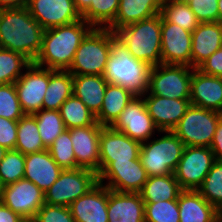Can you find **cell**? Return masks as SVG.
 I'll return each instance as SVG.
<instances>
[{
    "instance_id": "38",
    "label": "cell",
    "mask_w": 222,
    "mask_h": 222,
    "mask_svg": "<svg viewBox=\"0 0 222 222\" xmlns=\"http://www.w3.org/2000/svg\"><path fill=\"white\" fill-rule=\"evenodd\" d=\"M47 149L63 170L77 168L70 129H65Z\"/></svg>"
},
{
    "instance_id": "20",
    "label": "cell",
    "mask_w": 222,
    "mask_h": 222,
    "mask_svg": "<svg viewBox=\"0 0 222 222\" xmlns=\"http://www.w3.org/2000/svg\"><path fill=\"white\" fill-rule=\"evenodd\" d=\"M108 188L97 183L69 205L75 222H108Z\"/></svg>"
},
{
    "instance_id": "35",
    "label": "cell",
    "mask_w": 222,
    "mask_h": 222,
    "mask_svg": "<svg viewBox=\"0 0 222 222\" xmlns=\"http://www.w3.org/2000/svg\"><path fill=\"white\" fill-rule=\"evenodd\" d=\"M31 63L21 53L0 48V85L15 83Z\"/></svg>"
},
{
    "instance_id": "23",
    "label": "cell",
    "mask_w": 222,
    "mask_h": 222,
    "mask_svg": "<svg viewBox=\"0 0 222 222\" xmlns=\"http://www.w3.org/2000/svg\"><path fill=\"white\" fill-rule=\"evenodd\" d=\"M62 170L48 149L25 155L24 178L34 183L44 194L55 183Z\"/></svg>"
},
{
    "instance_id": "49",
    "label": "cell",
    "mask_w": 222,
    "mask_h": 222,
    "mask_svg": "<svg viewBox=\"0 0 222 222\" xmlns=\"http://www.w3.org/2000/svg\"><path fill=\"white\" fill-rule=\"evenodd\" d=\"M77 10L82 14L91 4L92 1L95 0H73Z\"/></svg>"
},
{
    "instance_id": "19",
    "label": "cell",
    "mask_w": 222,
    "mask_h": 222,
    "mask_svg": "<svg viewBox=\"0 0 222 222\" xmlns=\"http://www.w3.org/2000/svg\"><path fill=\"white\" fill-rule=\"evenodd\" d=\"M142 96L159 131H172L191 105L190 99H170L148 92Z\"/></svg>"
},
{
    "instance_id": "27",
    "label": "cell",
    "mask_w": 222,
    "mask_h": 222,
    "mask_svg": "<svg viewBox=\"0 0 222 222\" xmlns=\"http://www.w3.org/2000/svg\"><path fill=\"white\" fill-rule=\"evenodd\" d=\"M108 82L101 75H73V95L97 116Z\"/></svg>"
},
{
    "instance_id": "13",
    "label": "cell",
    "mask_w": 222,
    "mask_h": 222,
    "mask_svg": "<svg viewBox=\"0 0 222 222\" xmlns=\"http://www.w3.org/2000/svg\"><path fill=\"white\" fill-rule=\"evenodd\" d=\"M111 127L140 143L150 140L156 130L159 132L142 95L134 96Z\"/></svg>"
},
{
    "instance_id": "1",
    "label": "cell",
    "mask_w": 222,
    "mask_h": 222,
    "mask_svg": "<svg viewBox=\"0 0 222 222\" xmlns=\"http://www.w3.org/2000/svg\"><path fill=\"white\" fill-rule=\"evenodd\" d=\"M44 30L27 7L0 9V48L21 53L34 62L41 50Z\"/></svg>"
},
{
    "instance_id": "54",
    "label": "cell",
    "mask_w": 222,
    "mask_h": 222,
    "mask_svg": "<svg viewBox=\"0 0 222 222\" xmlns=\"http://www.w3.org/2000/svg\"><path fill=\"white\" fill-rule=\"evenodd\" d=\"M23 222H36L34 219L24 220Z\"/></svg>"
},
{
    "instance_id": "46",
    "label": "cell",
    "mask_w": 222,
    "mask_h": 222,
    "mask_svg": "<svg viewBox=\"0 0 222 222\" xmlns=\"http://www.w3.org/2000/svg\"><path fill=\"white\" fill-rule=\"evenodd\" d=\"M210 148L214 154L215 161L222 162V117L217 124Z\"/></svg>"
},
{
    "instance_id": "11",
    "label": "cell",
    "mask_w": 222,
    "mask_h": 222,
    "mask_svg": "<svg viewBox=\"0 0 222 222\" xmlns=\"http://www.w3.org/2000/svg\"><path fill=\"white\" fill-rule=\"evenodd\" d=\"M147 179L140 157L129 162H110L98 174V182L116 192L139 193ZM105 180H108L106 184Z\"/></svg>"
},
{
    "instance_id": "36",
    "label": "cell",
    "mask_w": 222,
    "mask_h": 222,
    "mask_svg": "<svg viewBox=\"0 0 222 222\" xmlns=\"http://www.w3.org/2000/svg\"><path fill=\"white\" fill-rule=\"evenodd\" d=\"M32 115L36 118L40 138L46 148L66 129L59 110L42 109Z\"/></svg>"
},
{
    "instance_id": "5",
    "label": "cell",
    "mask_w": 222,
    "mask_h": 222,
    "mask_svg": "<svg viewBox=\"0 0 222 222\" xmlns=\"http://www.w3.org/2000/svg\"><path fill=\"white\" fill-rule=\"evenodd\" d=\"M111 53V30L93 27L82 39L67 69L72 75L103 76Z\"/></svg>"
},
{
    "instance_id": "48",
    "label": "cell",
    "mask_w": 222,
    "mask_h": 222,
    "mask_svg": "<svg viewBox=\"0 0 222 222\" xmlns=\"http://www.w3.org/2000/svg\"><path fill=\"white\" fill-rule=\"evenodd\" d=\"M29 0H0V9L24 8Z\"/></svg>"
},
{
    "instance_id": "34",
    "label": "cell",
    "mask_w": 222,
    "mask_h": 222,
    "mask_svg": "<svg viewBox=\"0 0 222 222\" xmlns=\"http://www.w3.org/2000/svg\"><path fill=\"white\" fill-rule=\"evenodd\" d=\"M161 15L168 22L175 23L189 32H193L200 24L186 1H163Z\"/></svg>"
},
{
    "instance_id": "8",
    "label": "cell",
    "mask_w": 222,
    "mask_h": 222,
    "mask_svg": "<svg viewBox=\"0 0 222 222\" xmlns=\"http://www.w3.org/2000/svg\"><path fill=\"white\" fill-rule=\"evenodd\" d=\"M192 67L159 64L150 68L148 93L170 99H190Z\"/></svg>"
},
{
    "instance_id": "4",
    "label": "cell",
    "mask_w": 222,
    "mask_h": 222,
    "mask_svg": "<svg viewBox=\"0 0 222 222\" xmlns=\"http://www.w3.org/2000/svg\"><path fill=\"white\" fill-rule=\"evenodd\" d=\"M115 35L135 59L151 67L162 64L161 13L120 27L115 31Z\"/></svg>"
},
{
    "instance_id": "41",
    "label": "cell",
    "mask_w": 222,
    "mask_h": 222,
    "mask_svg": "<svg viewBox=\"0 0 222 222\" xmlns=\"http://www.w3.org/2000/svg\"><path fill=\"white\" fill-rule=\"evenodd\" d=\"M24 115L25 113L18 100L15 84L0 85V117L18 121Z\"/></svg>"
},
{
    "instance_id": "12",
    "label": "cell",
    "mask_w": 222,
    "mask_h": 222,
    "mask_svg": "<svg viewBox=\"0 0 222 222\" xmlns=\"http://www.w3.org/2000/svg\"><path fill=\"white\" fill-rule=\"evenodd\" d=\"M49 78L50 69L32 62L14 83L18 100L25 114H34L43 109V99Z\"/></svg>"
},
{
    "instance_id": "28",
    "label": "cell",
    "mask_w": 222,
    "mask_h": 222,
    "mask_svg": "<svg viewBox=\"0 0 222 222\" xmlns=\"http://www.w3.org/2000/svg\"><path fill=\"white\" fill-rule=\"evenodd\" d=\"M134 96L127 88L108 83L96 121L102 126H111Z\"/></svg>"
},
{
    "instance_id": "9",
    "label": "cell",
    "mask_w": 222,
    "mask_h": 222,
    "mask_svg": "<svg viewBox=\"0 0 222 222\" xmlns=\"http://www.w3.org/2000/svg\"><path fill=\"white\" fill-rule=\"evenodd\" d=\"M98 183L94 171L76 168L62 170L58 179L45 193V203L69 207Z\"/></svg>"
},
{
    "instance_id": "47",
    "label": "cell",
    "mask_w": 222,
    "mask_h": 222,
    "mask_svg": "<svg viewBox=\"0 0 222 222\" xmlns=\"http://www.w3.org/2000/svg\"><path fill=\"white\" fill-rule=\"evenodd\" d=\"M24 219L0 202V222H23Z\"/></svg>"
},
{
    "instance_id": "45",
    "label": "cell",
    "mask_w": 222,
    "mask_h": 222,
    "mask_svg": "<svg viewBox=\"0 0 222 222\" xmlns=\"http://www.w3.org/2000/svg\"><path fill=\"white\" fill-rule=\"evenodd\" d=\"M197 69L208 75L222 77V47L202 62Z\"/></svg>"
},
{
    "instance_id": "10",
    "label": "cell",
    "mask_w": 222,
    "mask_h": 222,
    "mask_svg": "<svg viewBox=\"0 0 222 222\" xmlns=\"http://www.w3.org/2000/svg\"><path fill=\"white\" fill-rule=\"evenodd\" d=\"M215 162L210 147L185 146L174 171L182 190H197Z\"/></svg>"
},
{
    "instance_id": "24",
    "label": "cell",
    "mask_w": 222,
    "mask_h": 222,
    "mask_svg": "<svg viewBox=\"0 0 222 222\" xmlns=\"http://www.w3.org/2000/svg\"><path fill=\"white\" fill-rule=\"evenodd\" d=\"M222 47V23H200L192 32L191 67L197 68Z\"/></svg>"
},
{
    "instance_id": "52",
    "label": "cell",
    "mask_w": 222,
    "mask_h": 222,
    "mask_svg": "<svg viewBox=\"0 0 222 222\" xmlns=\"http://www.w3.org/2000/svg\"><path fill=\"white\" fill-rule=\"evenodd\" d=\"M216 222H222V207L217 209Z\"/></svg>"
},
{
    "instance_id": "30",
    "label": "cell",
    "mask_w": 222,
    "mask_h": 222,
    "mask_svg": "<svg viewBox=\"0 0 222 222\" xmlns=\"http://www.w3.org/2000/svg\"><path fill=\"white\" fill-rule=\"evenodd\" d=\"M73 95V75L68 70L50 69L49 84L43 99V109L59 110Z\"/></svg>"
},
{
    "instance_id": "33",
    "label": "cell",
    "mask_w": 222,
    "mask_h": 222,
    "mask_svg": "<svg viewBox=\"0 0 222 222\" xmlns=\"http://www.w3.org/2000/svg\"><path fill=\"white\" fill-rule=\"evenodd\" d=\"M120 0H95L81 14L92 27L107 28L117 15Z\"/></svg>"
},
{
    "instance_id": "6",
    "label": "cell",
    "mask_w": 222,
    "mask_h": 222,
    "mask_svg": "<svg viewBox=\"0 0 222 222\" xmlns=\"http://www.w3.org/2000/svg\"><path fill=\"white\" fill-rule=\"evenodd\" d=\"M159 132L166 134L141 144L139 157L148 177L173 174L185 147L173 131Z\"/></svg>"
},
{
    "instance_id": "50",
    "label": "cell",
    "mask_w": 222,
    "mask_h": 222,
    "mask_svg": "<svg viewBox=\"0 0 222 222\" xmlns=\"http://www.w3.org/2000/svg\"><path fill=\"white\" fill-rule=\"evenodd\" d=\"M218 22L222 23V0H218Z\"/></svg>"
},
{
    "instance_id": "40",
    "label": "cell",
    "mask_w": 222,
    "mask_h": 222,
    "mask_svg": "<svg viewBox=\"0 0 222 222\" xmlns=\"http://www.w3.org/2000/svg\"><path fill=\"white\" fill-rule=\"evenodd\" d=\"M145 222H180L178 200L145 203Z\"/></svg>"
},
{
    "instance_id": "51",
    "label": "cell",
    "mask_w": 222,
    "mask_h": 222,
    "mask_svg": "<svg viewBox=\"0 0 222 222\" xmlns=\"http://www.w3.org/2000/svg\"><path fill=\"white\" fill-rule=\"evenodd\" d=\"M4 189H5V184L3 183V181L0 178V202L2 201V198H3Z\"/></svg>"
},
{
    "instance_id": "42",
    "label": "cell",
    "mask_w": 222,
    "mask_h": 222,
    "mask_svg": "<svg viewBox=\"0 0 222 222\" xmlns=\"http://www.w3.org/2000/svg\"><path fill=\"white\" fill-rule=\"evenodd\" d=\"M36 222H75L69 207L44 204L36 213Z\"/></svg>"
},
{
    "instance_id": "29",
    "label": "cell",
    "mask_w": 222,
    "mask_h": 222,
    "mask_svg": "<svg viewBox=\"0 0 222 222\" xmlns=\"http://www.w3.org/2000/svg\"><path fill=\"white\" fill-rule=\"evenodd\" d=\"M182 191L174 173L168 175L150 176L139 192L144 203L178 200Z\"/></svg>"
},
{
    "instance_id": "7",
    "label": "cell",
    "mask_w": 222,
    "mask_h": 222,
    "mask_svg": "<svg viewBox=\"0 0 222 222\" xmlns=\"http://www.w3.org/2000/svg\"><path fill=\"white\" fill-rule=\"evenodd\" d=\"M222 113L190 105L172 130L185 146L210 147Z\"/></svg>"
},
{
    "instance_id": "44",
    "label": "cell",
    "mask_w": 222,
    "mask_h": 222,
    "mask_svg": "<svg viewBox=\"0 0 222 222\" xmlns=\"http://www.w3.org/2000/svg\"><path fill=\"white\" fill-rule=\"evenodd\" d=\"M17 141V121L0 117V146L15 150Z\"/></svg>"
},
{
    "instance_id": "3",
    "label": "cell",
    "mask_w": 222,
    "mask_h": 222,
    "mask_svg": "<svg viewBox=\"0 0 222 222\" xmlns=\"http://www.w3.org/2000/svg\"><path fill=\"white\" fill-rule=\"evenodd\" d=\"M150 68L147 63L132 57L111 31V53L103 74L108 83L121 85L134 95H144L148 92Z\"/></svg>"
},
{
    "instance_id": "2",
    "label": "cell",
    "mask_w": 222,
    "mask_h": 222,
    "mask_svg": "<svg viewBox=\"0 0 222 222\" xmlns=\"http://www.w3.org/2000/svg\"><path fill=\"white\" fill-rule=\"evenodd\" d=\"M93 27L84 19L44 30L41 50L34 64L53 70H67L82 39Z\"/></svg>"
},
{
    "instance_id": "22",
    "label": "cell",
    "mask_w": 222,
    "mask_h": 222,
    "mask_svg": "<svg viewBox=\"0 0 222 222\" xmlns=\"http://www.w3.org/2000/svg\"><path fill=\"white\" fill-rule=\"evenodd\" d=\"M144 210L140 193L116 192L108 188V222H145Z\"/></svg>"
},
{
    "instance_id": "43",
    "label": "cell",
    "mask_w": 222,
    "mask_h": 222,
    "mask_svg": "<svg viewBox=\"0 0 222 222\" xmlns=\"http://www.w3.org/2000/svg\"><path fill=\"white\" fill-rule=\"evenodd\" d=\"M200 23L218 22V0H186Z\"/></svg>"
},
{
    "instance_id": "17",
    "label": "cell",
    "mask_w": 222,
    "mask_h": 222,
    "mask_svg": "<svg viewBox=\"0 0 222 222\" xmlns=\"http://www.w3.org/2000/svg\"><path fill=\"white\" fill-rule=\"evenodd\" d=\"M27 9L45 30L82 19L73 0H29Z\"/></svg>"
},
{
    "instance_id": "37",
    "label": "cell",
    "mask_w": 222,
    "mask_h": 222,
    "mask_svg": "<svg viewBox=\"0 0 222 222\" xmlns=\"http://www.w3.org/2000/svg\"><path fill=\"white\" fill-rule=\"evenodd\" d=\"M197 191L216 209L222 207V162L215 161L213 163Z\"/></svg>"
},
{
    "instance_id": "32",
    "label": "cell",
    "mask_w": 222,
    "mask_h": 222,
    "mask_svg": "<svg viewBox=\"0 0 222 222\" xmlns=\"http://www.w3.org/2000/svg\"><path fill=\"white\" fill-rule=\"evenodd\" d=\"M66 129L94 125L96 116L74 95L70 96L59 109Z\"/></svg>"
},
{
    "instance_id": "39",
    "label": "cell",
    "mask_w": 222,
    "mask_h": 222,
    "mask_svg": "<svg viewBox=\"0 0 222 222\" xmlns=\"http://www.w3.org/2000/svg\"><path fill=\"white\" fill-rule=\"evenodd\" d=\"M25 155L16 150H8L0 161V178L5 185L24 178Z\"/></svg>"
},
{
    "instance_id": "16",
    "label": "cell",
    "mask_w": 222,
    "mask_h": 222,
    "mask_svg": "<svg viewBox=\"0 0 222 222\" xmlns=\"http://www.w3.org/2000/svg\"><path fill=\"white\" fill-rule=\"evenodd\" d=\"M1 202L24 220L34 219L45 204V194L34 183L22 178L5 185Z\"/></svg>"
},
{
    "instance_id": "53",
    "label": "cell",
    "mask_w": 222,
    "mask_h": 222,
    "mask_svg": "<svg viewBox=\"0 0 222 222\" xmlns=\"http://www.w3.org/2000/svg\"><path fill=\"white\" fill-rule=\"evenodd\" d=\"M8 150L3 147V146H0V161L4 158L5 156V153L7 152Z\"/></svg>"
},
{
    "instance_id": "26",
    "label": "cell",
    "mask_w": 222,
    "mask_h": 222,
    "mask_svg": "<svg viewBox=\"0 0 222 222\" xmlns=\"http://www.w3.org/2000/svg\"><path fill=\"white\" fill-rule=\"evenodd\" d=\"M178 207L180 222H216L217 209L197 190H182Z\"/></svg>"
},
{
    "instance_id": "15",
    "label": "cell",
    "mask_w": 222,
    "mask_h": 222,
    "mask_svg": "<svg viewBox=\"0 0 222 222\" xmlns=\"http://www.w3.org/2000/svg\"><path fill=\"white\" fill-rule=\"evenodd\" d=\"M192 32L168 22L161 15L162 64L191 67Z\"/></svg>"
},
{
    "instance_id": "18",
    "label": "cell",
    "mask_w": 222,
    "mask_h": 222,
    "mask_svg": "<svg viewBox=\"0 0 222 222\" xmlns=\"http://www.w3.org/2000/svg\"><path fill=\"white\" fill-rule=\"evenodd\" d=\"M103 128L98 122L87 127L70 129L77 168L88 169L99 174V137Z\"/></svg>"
},
{
    "instance_id": "21",
    "label": "cell",
    "mask_w": 222,
    "mask_h": 222,
    "mask_svg": "<svg viewBox=\"0 0 222 222\" xmlns=\"http://www.w3.org/2000/svg\"><path fill=\"white\" fill-rule=\"evenodd\" d=\"M190 102L191 105L222 113V77L208 75L194 68Z\"/></svg>"
},
{
    "instance_id": "31",
    "label": "cell",
    "mask_w": 222,
    "mask_h": 222,
    "mask_svg": "<svg viewBox=\"0 0 222 222\" xmlns=\"http://www.w3.org/2000/svg\"><path fill=\"white\" fill-rule=\"evenodd\" d=\"M32 114H25L17 121V141L15 150L22 154L37 153L46 150Z\"/></svg>"
},
{
    "instance_id": "14",
    "label": "cell",
    "mask_w": 222,
    "mask_h": 222,
    "mask_svg": "<svg viewBox=\"0 0 222 222\" xmlns=\"http://www.w3.org/2000/svg\"><path fill=\"white\" fill-rule=\"evenodd\" d=\"M141 144L111 126H103L99 137V173L110 163H123L138 159Z\"/></svg>"
},
{
    "instance_id": "25",
    "label": "cell",
    "mask_w": 222,
    "mask_h": 222,
    "mask_svg": "<svg viewBox=\"0 0 222 222\" xmlns=\"http://www.w3.org/2000/svg\"><path fill=\"white\" fill-rule=\"evenodd\" d=\"M164 0H120L115 20L107 27L115 32L120 27L161 13Z\"/></svg>"
}]
</instances>
